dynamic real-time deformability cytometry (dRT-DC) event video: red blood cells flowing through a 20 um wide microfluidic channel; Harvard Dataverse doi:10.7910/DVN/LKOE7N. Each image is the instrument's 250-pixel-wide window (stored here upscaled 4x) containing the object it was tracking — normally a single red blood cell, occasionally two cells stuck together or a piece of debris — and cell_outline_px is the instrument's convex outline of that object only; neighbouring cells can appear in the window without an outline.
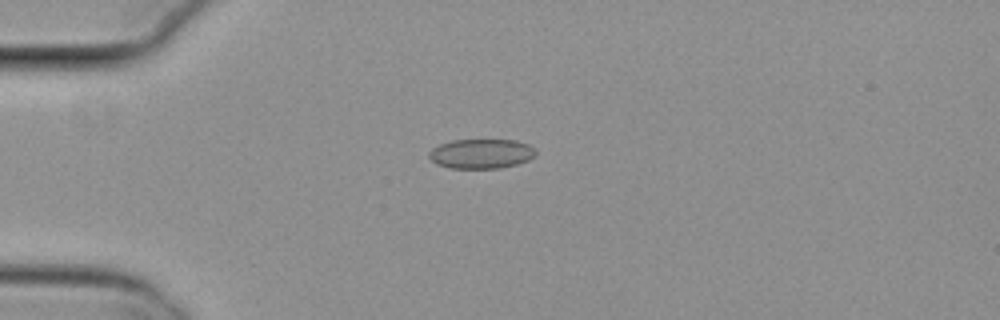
{"species": "common noctule bat (a hibernating species)", "species_latin": "Nyctalus noctula", "temperature_condition": "cold", "stored_images_in_passage": 48, "camera_frame_rate_fps": 3000, "um_per_image_px": 0.085, "animal": {"sex": "female", "body_mass_g": 29.2, "forearm_length_mm": 56.3}, "frame": {"image": 1, "passage_image": 8, "time_ms": 2.333, "image_size_px": [1000, 320], "cell_outline_px": [[536, 156], [528, 160], [516, 164], [500, 168], [448, 168], [436, 164], [428, 156], [428, 152], [432, 148], [440, 144], [452, 140], [516, 140], [528, 144], [536, 152]], "centroid_in_image_um": [40.88, 13.07], "position_along_channel_um": 44.1, "area_um2": 18.44}}
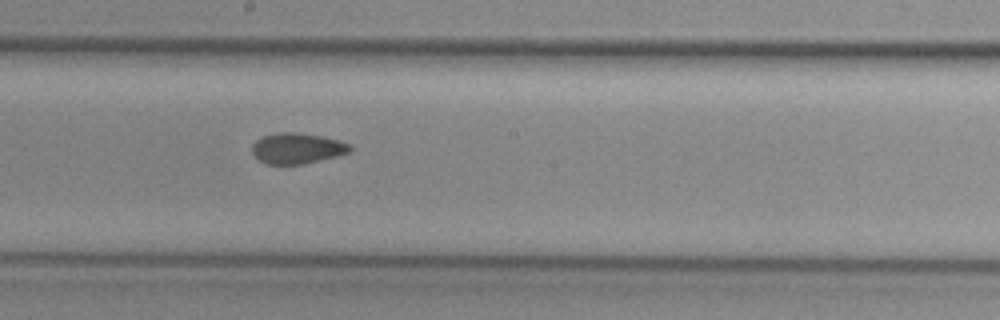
{"frame": {"image": 2, "passage_image": 24, "time_ms": 7.667, "image_size_px": [1000, 320], "cell_outline_px": [[352, 148], [348, 152], [336, 156], [304, 164], [268, 164], [260, 160], [252, 152], [252, 144], [256, 140], [264, 136], [276, 132], [296, 132], [320, 136], [336, 140], [348, 144]], "centroid_in_image_um": [25.22, 12.6], "position_along_channel_um": 223.0, "area_um2": 17.22}}
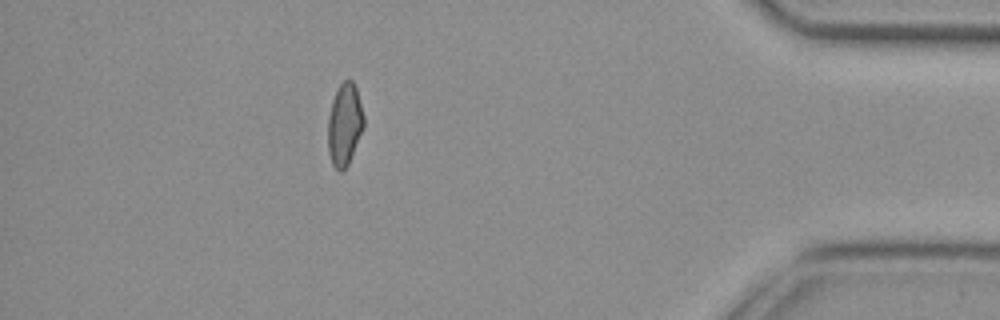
{"frame": {"image": 3, "passage_image": 42, "time_ms": 13.667, "image_size_px": [1000, 320], "cell_outline_px": [[364, 128], [348, 164], [340, 172], [332, 164], [328, 152], [328, 116], [332, 100], [340, 84], [344, 80], [352, 80], [356, 88], [364, 116]], "centroid_in_image_um": [29.28, 10.58], "position_along_channel_um": 405.9, "area_um2": 17.11}, "authors_computed_cell_mechanics": {"area_um2": 17.7446, "velocity_mm_per_s": 3.8271, "shape_relaxation_time_tau1_ms": null, "shape_relaxation_time_tau2_ms": 2.3365, "deformation_change_tau1": null, "deformation_change_tau2": 0.0724}}